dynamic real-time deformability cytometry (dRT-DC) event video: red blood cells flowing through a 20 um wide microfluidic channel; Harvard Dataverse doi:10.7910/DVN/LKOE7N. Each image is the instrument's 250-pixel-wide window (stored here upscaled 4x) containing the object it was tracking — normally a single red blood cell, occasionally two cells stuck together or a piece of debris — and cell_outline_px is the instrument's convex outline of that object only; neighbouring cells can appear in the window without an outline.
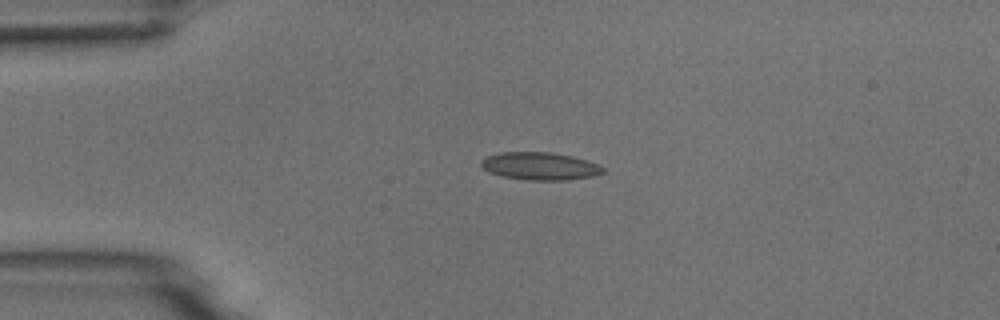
{"species": "common noctule bat (a hibernating species)", "species_latin": "Nyctalus noctula", "temperature_condition": "room temperature", "stored_images_in_passage": 43, "camera_frame_rate_fps": 3000, "um_per_image_px": 0.085, "animal": {"sex": "male", "body_mass_g": 18.8}, "frame": {"image": 1, "passage_image": 1, "time_ms": 0.0, "image_size_px": [1000, 320], "cell_outline_px": [[604, 172], [592, 176], [564, 180], [528, 180], [500, 176], [488, 172], [480, 164], [480, 160], [488, 156], [500, 152], [552, 152], [572, 156], [596, 164], [604, 168]], "centroid_in_image_um": [45.84, 14.12], "position_along_channel_um": 39.2, "area_um2": 19.54}}
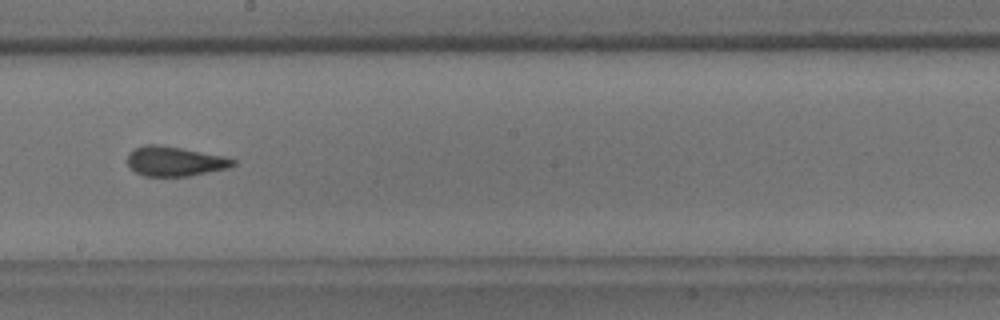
{"frame": {"image": 2, "passage_image": 19, "time_ms": 6.0, "image_size_px": [1000, 320], "cell_outline_px": [[236, 164], [232, 168], [188, 176], [144, 176], [136, 172], [128, 164], [128, 152], [144, 144], [156, 144], [180, 148], [224, 156], [236, 160]], "centroid_in_image_um": [14.89, 13.71], "position_along_channel_um": 233.3, "area_um2": 18.26}}
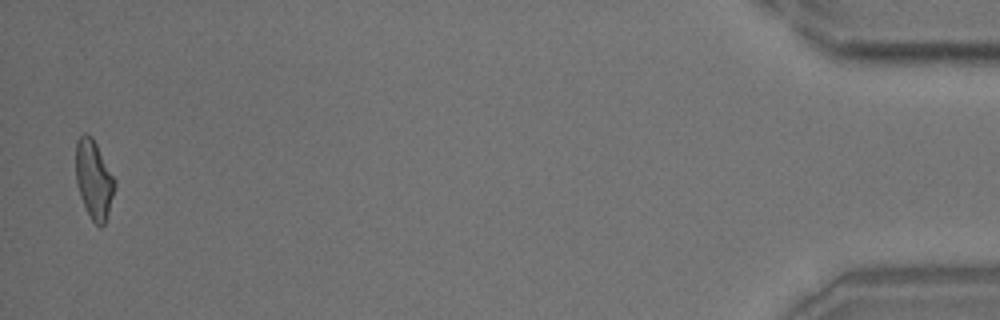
{"frame": {"image": 3, "passage_image": 42, "time_ms": 13.667, "image_size_px": [1000, 320], "cell_outline_px": [[116, 184], [108, 212], [104, 224], [100, 228], [92, 220], [80, 196], [76, 184], [76, 140], [84, 132], [92, 136], [116, 180]], "centroid_in_image_um": [7.97, 15.22], "position_along_channel_um": 427.2, "area_um2": 17.74}, "authors_computed_cell_mechanics": {"area_um2": 18.207, "velocity_mm_per_s": 3.7006, "shape_relaxation_time_tau1_ms": 10.9816, "shape_relaxation_time_tau2_ms": 1.8913, "deformation_change_tau1": 0.2229, "deformation_change_tau2": 0.0842}}